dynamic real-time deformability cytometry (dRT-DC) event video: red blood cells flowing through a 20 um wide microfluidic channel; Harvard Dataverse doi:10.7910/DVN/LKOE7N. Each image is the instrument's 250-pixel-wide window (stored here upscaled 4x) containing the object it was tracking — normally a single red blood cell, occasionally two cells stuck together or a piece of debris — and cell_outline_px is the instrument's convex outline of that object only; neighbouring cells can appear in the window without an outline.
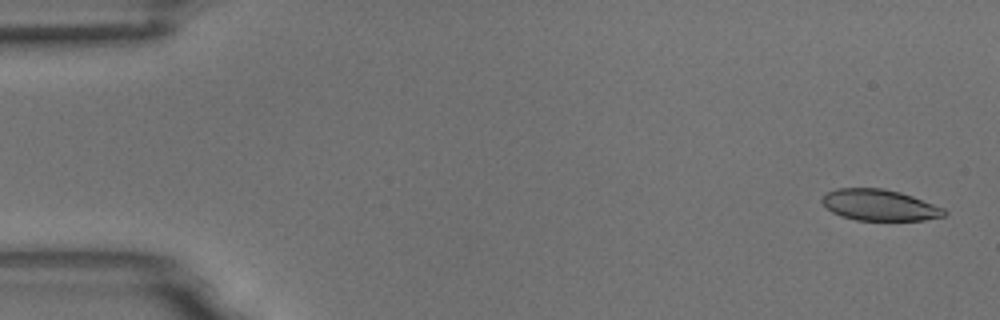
{"species": "common noctule bat (a hibernating species)", "species_latin": "Nyctalus noctula", "temperature_condition": "room temperature", "stored_images_in_passage": 55, "camera_frame_rate_fps": 3000, "um_per_image_px": 0.085, "animal": {"sex": "male", "body_mass_g": 18.8}, "frame": {"image": 1, "passage_image": 2, "time_ms": 0.333, "image_size_px": [1000, 320], "cell_outline_px": [[948, 212], [944, 216], [924, 220], [856, 220], [840, 216], [832, 212], [820, 200], [824, 192], [836, 188], [884, 188], [900, 192], [912, 196], [944, 208]], "centroid_in_image_um": [74.73, 17.42], "position_along_channel_um": 10.3, "area_um2": 22.31}}
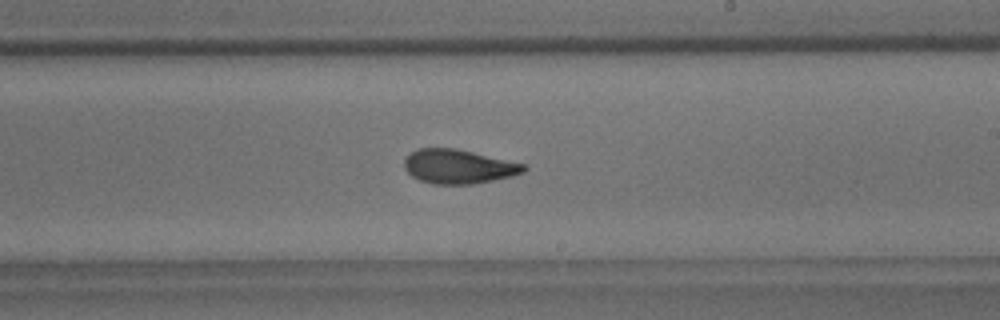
{"frame": {"image": 2, "passage_image": 32, "time_ms": 10.333, "image_size_px": [1000, 320], "cell_outline_px": [[528, 168], [524, 172], [512, 176], [472, 184], [432, 184], [420, 180], [412, 176], [404, 168], [404, 160], [416, 148], [456, 148], [528, 164]], "centroid_in_image_um": [39.01, 14.15], "position_along_channel_um": 250.0, "area_um2": 23.93}}
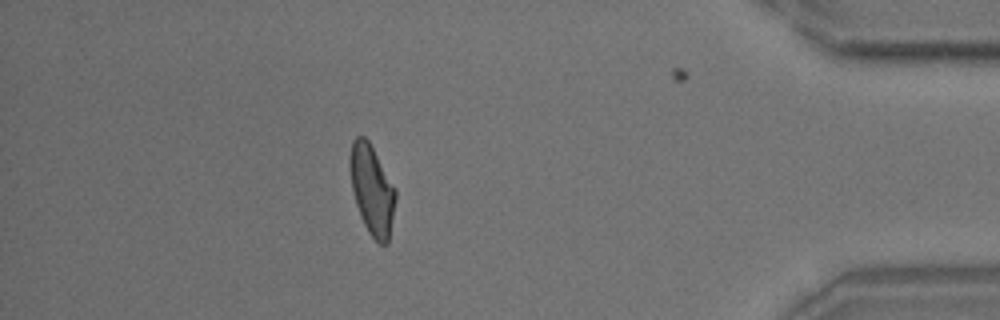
{"frame": {"image": 3, "passage_image": 48, "time_ms": 15.667, "image_size_px": [1000, 320], "cell_outline_px": [[396, 200], [388, 244], [380, 244], [368, 232], [360, 216], [356, 204], [352, 188], [348, 164], [348, 156], [352, 140], [356, 136], [364, 136], [368, 140], [396, 188]], "centroid_in_image_um": [31.6, 16.1], "position_along_channel_um": 403.6, "area_um2": 24.04}, "authors_computed_cell_mechanics": {"area_um2": 23.8714, "velocity_mm_per_s": 3.6964, "shape_relaxation_time_tau1_ms": 5.0493, "shape_relaxation_time_tau2_ms": 1.6676, "deformation_change_tau1": 0.1626, "deformation_change_tau2": 0.0863}}